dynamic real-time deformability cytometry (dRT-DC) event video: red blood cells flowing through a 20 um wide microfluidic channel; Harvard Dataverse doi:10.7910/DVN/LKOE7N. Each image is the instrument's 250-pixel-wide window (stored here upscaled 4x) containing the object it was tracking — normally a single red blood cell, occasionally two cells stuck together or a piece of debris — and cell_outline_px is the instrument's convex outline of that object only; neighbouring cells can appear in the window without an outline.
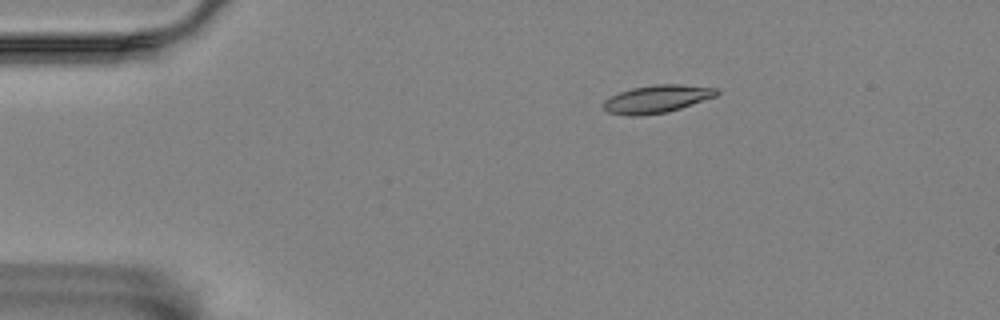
{"species": "Egyptian fruit bat (a non-hibernating species)", "species_latin": "Rousettus aegyptiacus", "temperature_condition": "room temperature", "stored_images_in_passage": 5, "camera_frame_rate_fps": 3000, "um_per_image_px": 0.085, "animal": {"sex": "female"}, "frame": {"image": 1, "passage_image": 3, "time_ms": 2.333, "image_size_px": [1000, 320], "cell_outline_px": [[720, 92], [716, 96], [668, 112], [640, 116], [628, 116], [608, 112], [604, 108], [604, 100], [620, 92], [632, 88], [656, 84], [680, 84], [716, 88]], "centroid_in_image_um": [55.84, 8.41], "position_along_channel_um": 29.2, "area_um2": 18.21}}
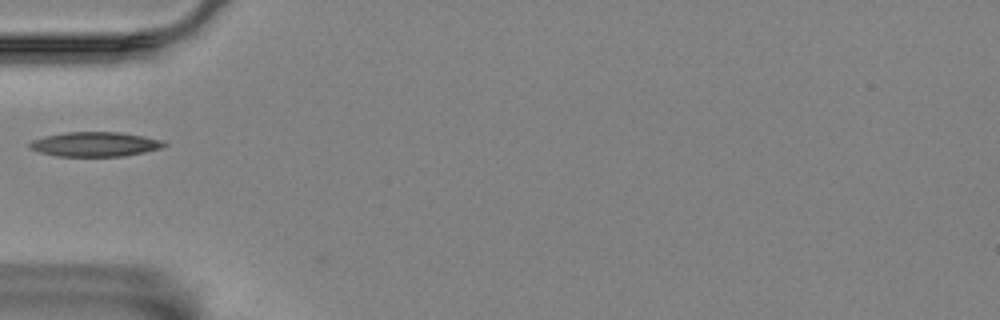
{"frame": {"image": 2, "passage_image": 5, "time_ms": 5.333, "image_size_px": [1000, 320], "cell_outline_px": [[168, 144], [160, 148], [144, 152], [124, 156], [56, 156], [40, 152], [28, 148], [28, 144], [32, 140], [44, 136], [64, 132], [120, 132], [144, 136], [164, 140]], "centroid_in_image_um": [8.07, 12.25], "position_along_channel_um": 76.9, "area_um2": 19.36}}